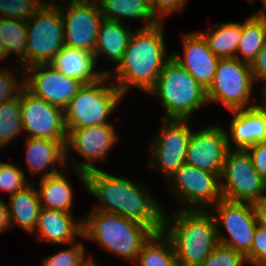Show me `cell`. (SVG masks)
Segmentation results:
<instances>
[{
  "instance_id": "obj_1",
  "label": "cell",
  "mask_w": 266,
  "mask_h": 266,
  "mask_svg": "<svg viewBox=\"0 0 266 266\" xmlns=\"http://www.w3.org/2000/svg\"><path fill=\"white\" fill-rule=\"evenodd\" d=\"M143 186L101 169L86 173V190L101 202L94 210L138 221L154 232L162 231L164 208Z\"/></svg>"
},
{
  "instance_id": "obj_2",
  "label": "cell",
  "mask_w": 266,
  "mask_h": 266,
  "mask_svg": "<svg viewBox=\"0 0 266 266\" xmlns=\"http://www.w3.org/2000/svg\"><path fill=\"white\" fill-rule=\"evenodd\" d=\"M162 27L160 22L157 26L140 28L132 33L123 58L114 70V84L123 95L132 86L148 93L172 57V53H166Z\"/></svg>"
},
{
  "instance_id": "obj_3",
  "label": "cell",
  "mask_w": 266,
  "mask_h": 266,
  "mask_svg": "<svg viewBox=\"0 0 266 266\" xmlns=\"http://www.w3.org/2000/svg\"><path fill=\"white\" fill-rule=\"evenodd\" d=\"M166 213L163 232L172 242L178 266H200L219 244L212 211L179 209L171 218Z\"/></svg>"
},
{
  "instance_id": "obj_4",
  "label": "cell",
  "mask_w": 266,
  "mask_h": 266,
  "mask_svg": "<svg viewBox=\"0 0 266 266\" xmlns=\"http://www.w3.org/2000/svg\"><path fill=\"white\" fill-rule=\"evenodd\" d=\"M82 219V237L98 243L109 252L135 263L143 244L154 231L138 221L120 215L92 210Z\"/></svg>"
},
{
  "instance_id": "obj_5",
  "label": "cell",
  "mask_w": 266,
  "mask_h": 266,
  "mask_svg": "<svg viewBox=\"0 0 266 266\" xmlns=\"http://www.w3.org/2000/svg\"><path fill=\"white\" fill-rule=\"evenodd\" d=\"M160 98L164 119H189L207 104L206 90L173 56L166 62L155 86L148 92Z\"/></svg>"
},
{
  "instance_id": "obj_6",
  "label": "cell",
  "mask_w": 266,
  "mask_h": 266,
  "mask_svg": "<svg viewBox=\"0 0 266 266\" xmlns=\"http://www.w3.org/2000/svg\"><path fill=\"white\" fill-rule=\"evenodd\" d=\"M110 73L98 82L84 84L64 109L66 129L110 124L108 118L118 108L123 94L114 85H106Z\"/></svg>"
},
{
  "instance_id": "obj_7",
  "label": "cell",
  "mask_w": 266,
  "mask_h": 266,
  "mask_svg": "<svg viewBox=\"0 0 266 266\" xmlns=\"http://www.w3.org/2000/svg\"><path fill=\"white\" fill-rule=\"evenodd\" d=\"M49 1L45 0L46 3L26 22L28 37L25 69L33 65L49 64L65 46L59 4Z\"/></svg>"
},
{
  "instance_id": "obj_8",
  "label": "cell",
  "mask_w": 266,
  "mask_h": 266,
  "mask_svg": "<svg viewBox=\"0 0 266 266\" xmlns=\"http://www.w3.org/2000/svg\"><path fill=\"white\" fill-rule=\"evenodd\" d=\"M253 84L250 64L236 57L220 58L213 80L206 89L207 102H220L230 111L258 106L249 104Z\"/></svg>"
},
{
  "instance_id": "obj_9",
  "label": "cell",
  "mask_w": 266,
  "mask_h": 266,
  "mask_svg": "<svg viewBox=\"0 0 266 266\" xmlns=\"http://www.w3.org/2000/svg\"><path fill=\"white\" fill-rule=\"evenodd\" d=\"M220 183L222 199L253 204L266 199V180L253 167L247 150L228 149Z\"/></svg>"
},
{
  "instance_id": "obj_10",
  "label": "cell",
  "mask_w": 266,
  "mask_h": 266,
  "mask_svg": "<svg viewBox=\"0 0 266 266\" xmlns=\"http://www.w3.org/2000/svg\"><path fill=\"white\" fill-rule=\"evenodd\" d=\"M212 207L217 210L212 215L216 222L219 243L246 256L251 250L254 232L259 222L256 204L221 199ZM220 226L225 227L230 238L221 233Z\"/></svg>"
},
{
  "instance_id": "obj_11",
  "label": "cell",
  "mask_w": 266,
  "mask_h": 266,
  "mask_svg": "<svg viewBox=\"0 0 266 266\" xmlns=\"http://www.w3.org/2000/svg\"><path fill=\"white\" fill-rule=\"evenodd\" d=\"M167 181L173 183L175 191L172 193L184 203L180 209H211L222 199L220 177L188 163L181 165Z\"/></svg>"
},
{
  "instance_id": "obj_12",
  "label": "cell",
  "mask_w": 266,
  "mask_h": 266,
  "mask_svg": "<svg viewBox=\"0 0 266 266\" xmlns=\"http://www.w3.org/2000/svg\"><path fill=\"white\" fill-rule=\"evenodd\" d=\"M114 129L111 123L80 129H67L66 161L69 148L76 150L75 152L84 158V162L72 161L71 163V167L84 187H86V173L98 169L91 163L105 160L112 146L116 144L118 137Z\"/></svg>"
},
{
  "instance_id": "obj_13",
  "label": "cell",
  "mask_w": 266,
  "mask_h": 266,
  "mask_svg": "<svg viewBox=\"0 0 266 266\" xmlns=\"http://www.w3.org/2000/svg\"><path fill=\"white\" fill-rule=\"evenodd\" d=\"M20 107L27 137L67 141L64 109L34 96L25 87L20 91Z\"/></svg>"
},
{
  "instance_id": "obj_14",
  "label": "cell",
  "mask_w": 266,
  "mask_h": 266,
  "mask_svg": "<svg viewBox=\"0 0 266 266\" xmlns=\"http://www.w3.org/2000/svg\"><path fill=\"white\" fill-rule=\"evenodd\" d=\"M189 119H163L160 134L150 145L151 164L165 173L167 179L185 163L192 134Z\"/></svg>"
},
{
  "instance_id": "obj_15",
  "label": "cell",
  "mask_w": 266,
  "mask_h": 266,
  "mask_svg": "<svg viewBox=\"0 0 266 266\" xmlns=\"http://www.w3.org/2000/svg\"><path fill=\"white\" fill-rule=\"evenodd\" d=\"M66 5L67 13L62 6H58L63 21L64 44L94 53L103 19L98 2H67Z\"/></svg>"
},
{
  "instance_id": "obj_16",
  "label": "cell",
  "mask_w": 266,
  "mask_h": 266,
  "mask_svg": "<svg viewBox=\"0 0 266 266\" xmlns=\"http://www.w3.org/2000/svg\"><path fill=\"white\" fill-rule=\"evenodd\" d=\"M25 88L34 96L65 109L84 85L77 79L65 76L50 64H38L26 68Z\"/></svg>"
},
{
  "instance_id": "obj_17",
  "label": "cell",
  "mask_w": 266,
  "mask_h": 266,
  "mask_svg": "<svg viewBox=\"0 0 266 266\" xmlns=\"http://www.w3.org/2000/svg\"><path fill=\"white\" fill-rule=\"evenodd\" d=\"M227 131L218 125H210L190 136L185 163L203 171L221 176L226 152Z\"/></svg>"
},
{
  "instance_id": "obj_18",
  "label": "cell",
  "mask_w": 266,
  "mask_h": 266,
  "mask_svg": "<svg viewBox=\"0 0 266 266\" xmlns=\"http://www.w3.org/2000/svg\"><path fill=\"white\" fill-rule=\"evenodd\" d=\"M184 56L172 51L173 58L180 63L193 78L206 90L215 75L219 62L200 32L183 35Z\"/></svg>"
},
{
  "instance_id": "obj_19",
  "label": "cell",
  "mask_w": 266,
  "mask_h": 266,
  "mask_svg": "<svg viewBox=\"0 0 266 266\" xmlns=\"http://www.w3.org/2000/svg\"><path fill=\"white\" fill-rule=\"evenodd\" d=\"M234 113L227 133L228 149H232L231 142L236 145L233 149L246 150L256 143L266 141V104L242 110L231 111ZM232 139V140H231Z\"/></svg>"
},
{
  "instance_id": "obj_20",
  "label": "cell",
  "mask_w": 266,
  "mask_h": 266,
  "mask_svg": "<svg viewBox=\"0 0 266 266\" xmlns=\"http://www.w3.org/2000/svg\"><path fill=\"white\" fill-rule=\"evenodd\" d=\"M73 213L41 207L34 232L40 241L53 244H71L82 237L83 222L74 221Z\"/></svg>"
},
{
  "instance_id": "obj_21",
  "label": "cell",
  "mask_w": 266,
  "mask_h": 266,
  "mask_svg": "<svg viewBox=\"0 0 266 266\" xmlns=\"http://www.w3.org/2000/svg\"><path fill=\"white\" fill-rule=\"evenodd\" d=\"M96 63L94 53L65 45L49 64L67 77L91 84L108 74L107 71L96 72Z\"/></svg>"
},
{
  "instance_id": "obj_22",
  "label": "cell",
  "mask_w": 266,
  "mask_h": 266,
  "mask_svg": "<svg viewBox=\"0 0 266 266\" xmlns=\"http://www.w3.org/2000/svg\"><path fill=\"white\" fill-rule=\"evenodd\" d=\"M26 164L31 174L44 172L42 177L58 174L56 165H67L66 142L50 139L26 138ZM58 163V164H57ZM52 167L51 171H45Z\"/></svg>"
},
{
  "instance_id": "obj_23",
  "label": "cell",
  "mask_w": 266,
  "mask_h": 266,
  "mask_svg": "<svg viewBox=\"0 0 266 266\" xmlns=\"http://www.w3.org/2000/svg\"><path fill=\"white\" fill-rule=\"evenodd\" d=\"M29 184L9 197L8 211L11 227L18 225L24 231L33 233L38 224L41 208L37 190Z\"/></svg>"
},
{
  "instance_id": "obj_24",
  "label": "cell",
  "mask_w": 266,
  "mask_h": 266,
  "mask_svg": "<svg viewBox=\"0 0 266 266\" xmlns=\"http://www.w3.org/2000/svg\"><path fill=\"white\" fill-rule=\"evenodd\" d=\"M129 29V27H125L124 23H120L117 20L103 18L100 23L94 49L96 62L98 56L104 54L118 65L123 58V54L133 33Z\"/></svg>"
},
{
  "instance_id": "obj_25",
  "label": "cell",
  "mask_w": 266,
  "mask_h": 266,
  "mask_svg": "<svg viewBox=\"0 0 266 266\" xmlns=\"http://www.w3.org/2000/svg\"><path fill=\"white\" fill-rule=\"evenodd\" d=\"M103 18L122 23L125 18L144 20L142 28L157 26L160 22L154 16L150 4L145 0H96Z\"/></svg>"
},
{
  "instance_id": "obj_26",
  "label": "cell",
  "mask_w": 266,
  "mask_h": 266,
  "mask_svg": "<svg viewBox=\"0 0 266 266\" xmlns=\"http://www.w3.org/2000/svg\"><path fill=\"white\" fill-rule=\"evenodd\" d=\"M37 192L41 207L72 213L73 190L63 172L40 178Z\"/></svg>"
},
{
  "instance_id": "obj_27",
  "label": "cell",
  "mask_w": 266,
  "mask_h": 266,
  "mask_svg": "<svg viewBox=\"0 0 266 266\" xmlns=\"http://www.w3.org/2000/svg\"><path fill=\"white\" fill-rule=\"evenodd\" d=\"M213 27L207 34L200 32L209 49L218 58L235 57L237 46L243 36V23H220Z\"/></svg>"
},
{
  "instance_id": "obj_28",
  "label": "cell",
  "mask_w": 266,
  "mask_h": 266,
  "mask_svg": "<svg viewBox=\"0 0 266 266\" xmlns=\"http://www.w3.org/2000/svg\"><path fill=\"white\" fill-rule=\"evenodd\" d=\"M136 262L138 266H178L172 242L163 230L143 244Z\"/></svg>"
},
{
  "instance_id": "obj_29",
  "label": "cell",
  "mask_w": 266,
  "mask_h": 266,
  "mask_svg": "<svg viewBox=\"0 0 266 266\" xmlns=\"http://www.w3.org/2000/svg\"><path fill=\"white\" fill-rule=\"evenodd\" d=\"M265 43L266 15L249 16L243 22V36L237 46L235 57L240 61L251 64Z\"/></svg>"
},
{
  "instance_id": "obj_30",
  "label": "cell",
  "mask_w": 266,
  "mask_h": 266,
  "mask_svg": "<svg viewBox=\"0 0 266 266\" xmlns=\"http://www.w3.org/2000/svg\"><path fill=\"white\" fill-rule=\"evenodd\" d=\"M0 36L5 51V58L10 53L18 56L17 63L25 70V49L27 47V24L19 19H0Z\"/></svg>"
},
{
  "instance_id": "obj_31",
  "label": "cell",
  "mask_w": 266,
  "mask_h": 266,
  "mask_svg": "<svg viewBox=\"0 0 266 266\" xmlns=\"http://www.w3.org/2000/svg\"><path fill=\"white\" fill-rule=\"evenodd\" d=\"M23 132L20 93L0 104V149Z\"/></svg>"
},
{
  "instance_id": "obj_32",
  "label": "cell",
  "mask_w": 266,
  "mask_h": 266,
  "mask_svg": "<svg viewBox=\"0 0 266 266\" xmlns=\"http://www.w3.org/2000/svg\"><path fill=\"white\" fill-rule=\"evenodd\" d=\"M45 3V0H0V19H19L27 22Z\"/></svg>"
},
{
  "instance_id": "obj_33",
  "label": "cell",
  "mask_w": 266,
  "mask_h": 266,
  "mask_svg": "<svg viewBox=\"0 0 266 266\" xmlns=\"http://www.w3.org/2000/svg\"><path fill=\"white\" fill-rule=\"evenodd\" d=\"M70 245L71 247L68 249L60 250L47 257L43 262V266H82L88 260L85 255V246L79 241Z\"/></svg>"
},
{
  "instance_id": "obj_34",
  "label": "cell",
  "mask_w": 266,
  "mask_h": 266,
  "mask_svg": "<svg viewBox=\"0 0 266 266\" xmlns=\"http://www.w3.org/2000/svg\"><path fill=\"white\" fill-rule=\"evenodd\" d=\"M24 171L14 164L0 162V191L10 195L23 190L30 183L25 179Z\"/></svg>"
},
{
  "instance_id": "obj_35",
  "label": "cell",
  "mask_w": 266,
  "mask_h": 266,
  "mask_svg": "<svg viewBox=\"0 0 266 266\" xmlns=\"http://www.w3.org/2000/svg\"><path fill=\"white\" fill-rule=\"evenodd\" d=\"M245 262L242 253L219 243L200 266H243Z\"/></svg>"
},
{
  "instance_id": "obj_36",
  "label": "cell",
  "mask_w": 266,
  "mask_h": 266,
  "mask_svg": "<svg viewBox=\"0 0 266 266\" xmlns=\"http://www.w3.org/2000/svg\"><path fill=\"white\" fill-rule=\"evenodd\" d=\"M245 257L251 265L266 266V228L259 222L254 232L251 250Z\"/></svg>"
},
{
  "instance_id": "obj_37",
  "label": "cell",
  "mask_w": 266,
  "mask_h": 266,
  "mask_svg": "<svg viewBox=\"0 0 266 266\" xmlns=\"http://www.w3.org/2000/svg\"><path fill=\"white\" fill-rule=\"evenodd\" d=\"M16 76L9 70L1 69L0 71V104L16 97L25 87L24 81L22 85H18ZM18 85V86H17Z\"/></svg>"
},
{
  "instance_id": "obj_38",
  "label": "cell",
  "mask_w": 266,
  "mask_h": 266,
  "mask_svg": "<svg viewBox=\"0 0 266 266\" xmlns=\"http://www.w3.org/2000/svg\"><path fill=\"white\" fill-rule=\"evenodd\" d=\"M188 0H153L150 5L154 16L159 22L161 17L171 16L175 12L182 11Z\"/></svg>"
},
{
  "instance_id": "obj_39",
  "label": "cell",
  "mask_w": 266,
  "mask_h": 266,
  "mask_svg": "<svg viewBox=\"0 0 266 266\" xmlns=\"http://www.w3.org/2000/svg\"><path fill=\"white\" fill-rule=\"evenodd\" d=\"M253 167L266 180V141L259 142L246 149Z\"/></svg>"
},
{
  "instance_id": "obj_40",
  "label": "cell",
  "mask_w": 266,
  "mask_h": 266,
  "mask_svg": "<svg viewBox=\"0 0 266 266\" xmlns=\"http://www.w3.org/2000/svg\"><path fill=\"white\" fill-rule=\"evenodd\" d=\"M253 80H263L266 84V43L256 55V58L250 64ZM266 91V85L262 89V93Z\"/></svg>"
},
{
  "instance_id": "obj_41",
  "label": "cell",
  "mask_w": 266,
  "mask_h": 266,
  "mask_svg": "<svg viewBox=\"0 0 266 266\" xmlns=\"http://www.w3.org/2000/svg\"><path fill=\"white\" fill-rule=\"evenodd\" d=\"M11 228L8 205L0 198V231Z\"/></svg>"
},
{
  "instance_id": "obj_42",
  "label": "cell",
  "mask_w": 266,
  "mask_h": 266,
  "mask_svg": "<svg viewBox=\"0 0 266 266\" xmlns=\"http://www.w3.org/2000/svg\"><path fill=\"white\" fill-rule=\"evenodd\" d=\"M259 223L266 228V199L256 204Z\"/></svg>"
},
{
  "instance_id": "obj_43",
  "label": "cell",
  "mask_w": 266,
  "mask_h": 266,
  "mask_svg": "<svg viewBox=\"0 0 266 266\" xmlns=\"http://www.w3.org/2000/svg\"><path fill=\"white\" fill-rule=\"evenodd\" d=\"M82 266H97L95 261L91 256L88 257V260H86Z\"/></svg>"
},
{
  "instance_id": "obj_44",
  "label": "cell",
  "mask_w": 266,
  "mask_h": 266,
  "mask_svg": "<svg viewBox=\"0 0 266 266\" xmlns=\"http://www.w3.org/2000/svg\"><path fill=\"white\" fill-rule=\"evenodd\" d=\"M262 6H263V10H259L258 12L254 13L253 15H266V13L264 11H266V0H261Z\"/></svg>"
},
{
  "instance_id": "obj_45",
  "label": "cell",
  "mask_w": 266,
  "mask_h": 266,
  "mask_svg": "<svg viewBox=\"0 0 266 266\" xmlns=\"http://www.w3.org/2000/svg\"><path fill=\"white\" fill-rule=\"evenodd\" d=\"M4 59H5V51H4V47L2 45V40L0 36V60H4Z\"/></svg>"
},
{
  "instance_id": "obj_46",
  "label": "cell",
  "mask_w": 266,
  "mask_h": 266,
  "mask_svg": "<svg viewBox=\"0 0 266 266\" xmlns=\"http://www.w3.org/2000/svg\"><path fill=\"white\" fill-rule=\"evenodd\" d=\"M92 0H69L68 2H87Z\"/></svg>"
},
{
  "instance_id": "obj_47",
  "label": "cell",
  "mask_w": 266,
  "mask_h": 266,
  "mask_svg": "<svg viewBox=\"0 0 266 266\" xmlns=\"http://www.w3.org/2000/svg\"><path fill=\"white\" fill-rule=\"evenodd\" d=\"M147 3H149L150 5L152 4L153 0H145Z\"/></svg>"
},
{
  "instance_id": "obj_48",
  "label": "cell",
  "mask_w": 266,
  "mask_h": 266,
  "mask_svg": "<svg viewBox=\"0 0 266 266\" xmlns=\"http://www.w3.org/2000/svg\"><path fill=\"white\" fill-rule=\"evenodd\" d=\"M264 98H265V100L263 101L265 104H266V91L264 92Z\"/></svg>"
}]
</instances>
